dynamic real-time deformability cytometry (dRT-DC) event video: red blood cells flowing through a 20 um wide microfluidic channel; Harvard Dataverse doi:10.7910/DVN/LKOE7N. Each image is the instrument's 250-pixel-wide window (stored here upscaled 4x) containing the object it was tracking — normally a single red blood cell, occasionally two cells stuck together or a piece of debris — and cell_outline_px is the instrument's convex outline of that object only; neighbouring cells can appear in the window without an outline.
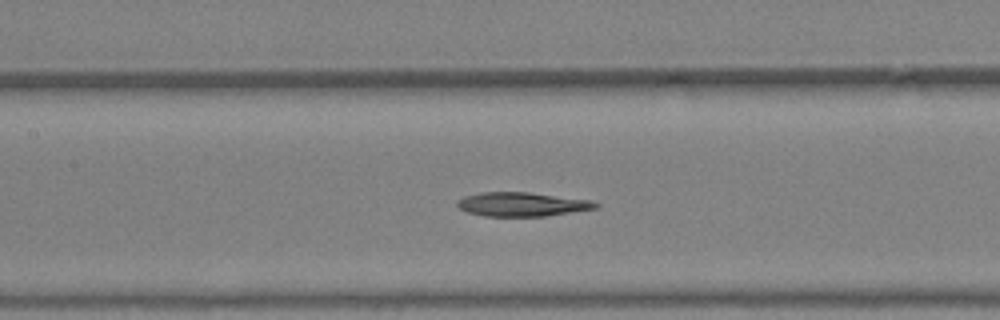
{"species": "Egyptian fruit bat (a non-hibernating species)", "species_latin": "Rousettus aegyptiacus", "temperature_condition": "warm", "stored_images_in_passage": 42, "camera_frame_rate_fps": 3000, "um_per_image_px": 0.085, "animal": {"sex": "female"}, "frame": {"image": 1, "passage_image": 19, "time_ms": 6.0, "image_size_px": [1000, 320], "cell_outline_px": [[600, 208], [544, 216], [484, 216], [468, 212], [460, 208], [456, 204], [456, 200], [464, 196], [480, 192], [528, 192], [592, 200], [600, 204]], "centroid_in_image_um": [44.39, 17.36], "position_along_channel_um": 163.0, "area_um2": 19.48}}
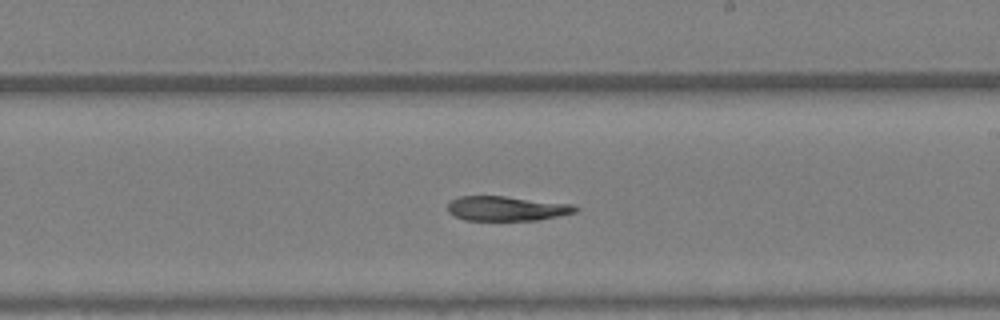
{"frame": {"image": 2, "passage_image": 24, "time_ms": 7.667, "image_size_px": [1000, 320], "cell_outline_px": [[580, 208], [576, 212], [536, 220], [464, 220], [448, 212], [448, 204], [452, 200], [460, 196], [504, 196], [572, 204]], "centroid_in_image_um": [43.06, 17.72], "position_along_channel_um": 245.9, "area_um2": 18.15}}